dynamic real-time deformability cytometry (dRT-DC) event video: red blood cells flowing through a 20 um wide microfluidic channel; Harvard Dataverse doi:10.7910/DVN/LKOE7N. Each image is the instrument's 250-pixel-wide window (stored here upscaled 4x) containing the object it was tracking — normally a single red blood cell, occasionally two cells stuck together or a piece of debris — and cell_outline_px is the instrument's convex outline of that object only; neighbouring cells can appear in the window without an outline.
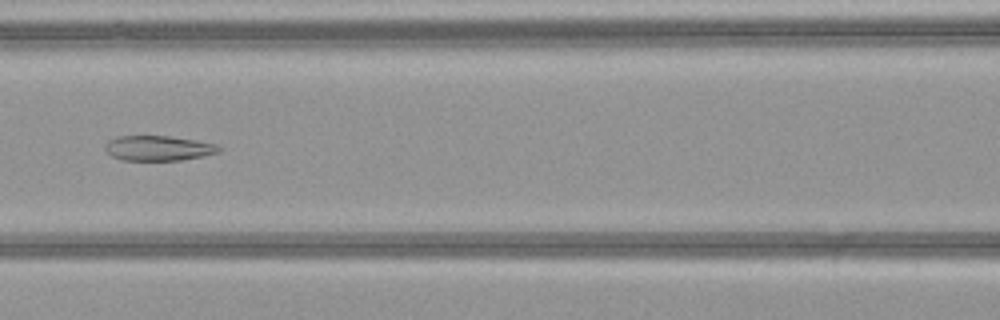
{"species": "common noctule bat (a hibernating species)", "species_latin": "Nyctalus noctula", "temperature_condition": "warm", "stored_images_in_passage": 35, "camera_frame_rate_fps": 3000, "um_per_image_px": 0.085, "animal": {"sex": "female", "body_mass_g": 21.9}, "frame": {"image": 1, "passage_image": 8, "time_ms": 2.333, "image_size_px": [1000, 320], "cell_outline_px": [[220, 152], [204, 156], [180, 160], [124, 160], [112, 156], [104, 148], [104, 144], [108, 140], [116, 136], [172, 136], [220, 144]], "centroid_in_image_um": [13.48, 12.58], "position_along_channel_um": 153.1, "area_um2": 16.76}}
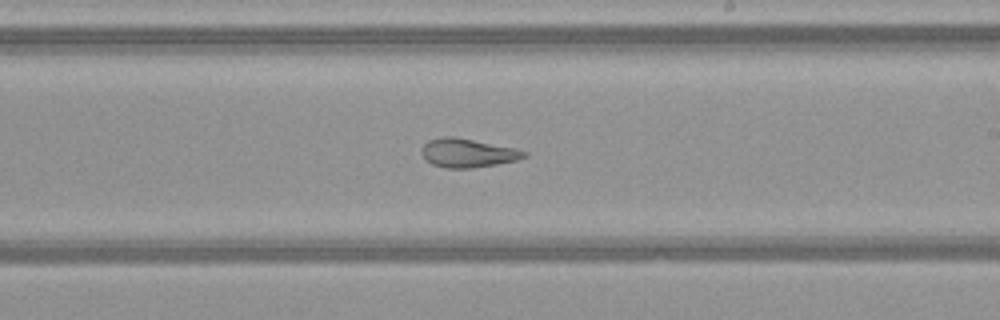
{"frame": {"image": 2, "passage_image": 15, "time_ms": 4.667, "image_size_px": [1000, 320], "cell_outline_px": [[528, 156], [516, 160], [496, 164], [472, 168], [444, 168], [432, 164], [424, 156], [424, 144], [428, 140], [444, 136], [452, 136], [516, 148], [528, 152]], "centroid_in_image_um": [39.8, 13.0], "position_along_channel_um": 249.2, "area_um2": 16.94}}
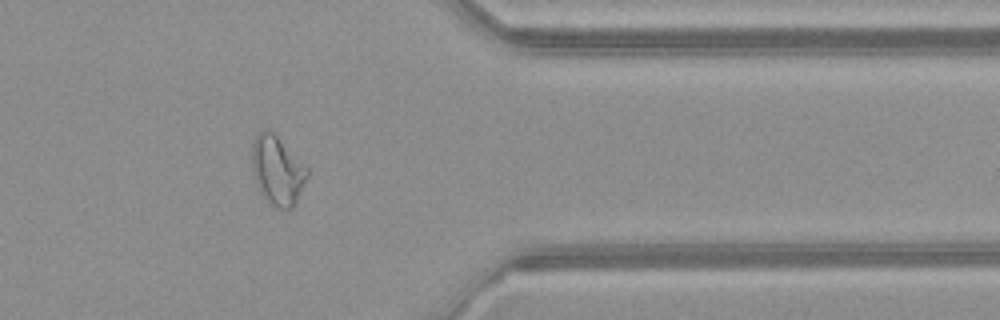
{"frame": {"image": 3, "passage_image": 26, "time_ms": 8.333, "image_size_px": [1000, 320], "cell_outline_px": [[308, 176], [292, 208], [280, 208], [268, 204], [260, 192], [252, 172], [252, 140], [264, 128], [268, 128], [308, 168]], "centroid_in_image_um": [23.54, 14.48], "position_along_channel_um": 387.9, "area_um2": 21.96}, "authors_computed_cell_mechanics": {"area_um2": 18.785, "velocity_mm_per_s": 4.1283, "shape_relaxation_time_tau1_ms": null, "shape_relaxation_time_tau2_ms": 2.0664, "deformation_change_tau1": null, "deformation_change_tau2": 0.0961}}